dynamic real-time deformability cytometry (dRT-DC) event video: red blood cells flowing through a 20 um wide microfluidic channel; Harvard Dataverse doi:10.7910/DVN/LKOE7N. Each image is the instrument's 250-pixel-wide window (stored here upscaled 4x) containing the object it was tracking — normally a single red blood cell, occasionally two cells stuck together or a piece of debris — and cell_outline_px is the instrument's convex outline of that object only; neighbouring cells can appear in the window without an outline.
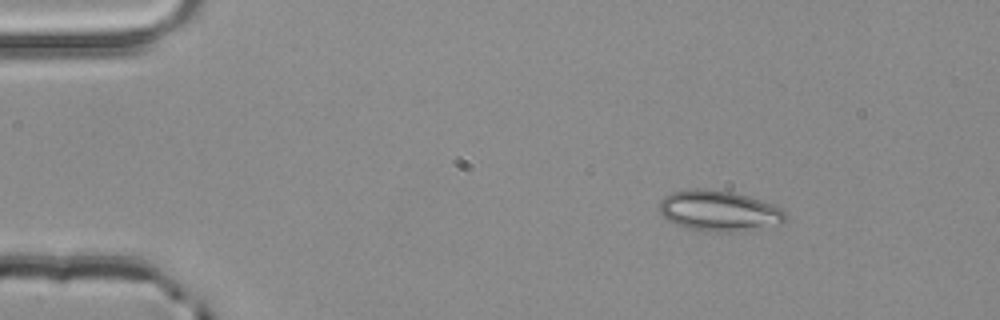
{"species": "common noctule bat (a hibernating species)", "species_latin": "Nyctalus noctula", "temperature_condition": "room temperature", "stored_images_in_passage": 2, "camera_frame_rate_fps": 3000, "um_per_image_px": 0.085, "animal": {"sex": "male", "body_mass_g": 20.4}, "frame": {"image": 1, "passage_image": 1, "time_ms": 0.0, "image_size_px": [1000, 320], "cell_outline_px": [[788, 216], [784, 224], [740, 232], [704, 232], [672, 224], [660, 212], [660, 200], [664, 196], [672, 192], [692, 188], [708, 188], [736, 192], [760, 200], [780, 208]], "centroid_in_image_um": [61.13, 17.93], "position_along_channel_um": 23.9, "area_um2": 30.52}}